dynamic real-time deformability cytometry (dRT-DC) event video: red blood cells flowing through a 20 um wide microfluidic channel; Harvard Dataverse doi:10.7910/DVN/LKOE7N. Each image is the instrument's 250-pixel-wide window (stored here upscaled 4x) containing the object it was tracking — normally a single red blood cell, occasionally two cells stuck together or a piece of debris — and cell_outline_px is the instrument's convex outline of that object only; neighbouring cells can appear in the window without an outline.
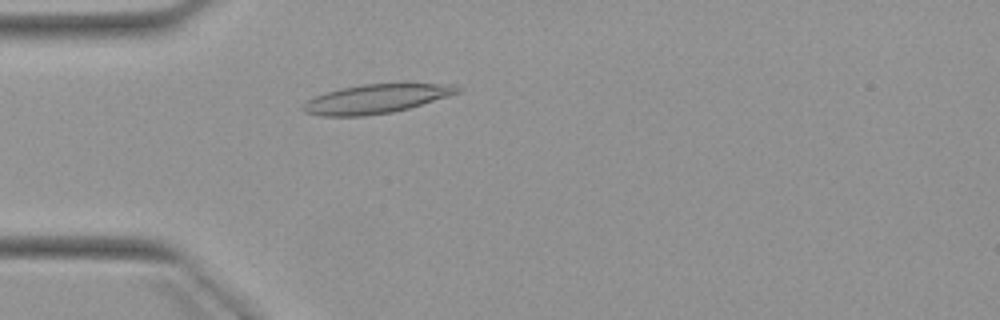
{"species": "Egyptian fruit bat (a non-hibernating species)", "species_latin": "Rousettus aegyptiacus", "temperature_condition": "warm", "stored_images_in_passage": 4, "camera_frame_rate_fps": 3000, "um_per_image_px": 0.085, "animal": {"sex": "female"}, "frame": {"image": 1, "passage_image": 4, "time_ms": 3.667, "image_size_px": [1000, 320], "cell_outline_px": [[464, 88], [460, 92], [448, 96], [408, 108], [392, 112], [364, 116], [320, 116], [304, 112], [300, 108], [308, 100], [316, 96], [340, 88], [364, 84], [404, 80], [452, 84]], "centroid_in_image_um": [32.08, 8.34], "position_along_channel_um": 52.9, "area_um2": 27.11}}